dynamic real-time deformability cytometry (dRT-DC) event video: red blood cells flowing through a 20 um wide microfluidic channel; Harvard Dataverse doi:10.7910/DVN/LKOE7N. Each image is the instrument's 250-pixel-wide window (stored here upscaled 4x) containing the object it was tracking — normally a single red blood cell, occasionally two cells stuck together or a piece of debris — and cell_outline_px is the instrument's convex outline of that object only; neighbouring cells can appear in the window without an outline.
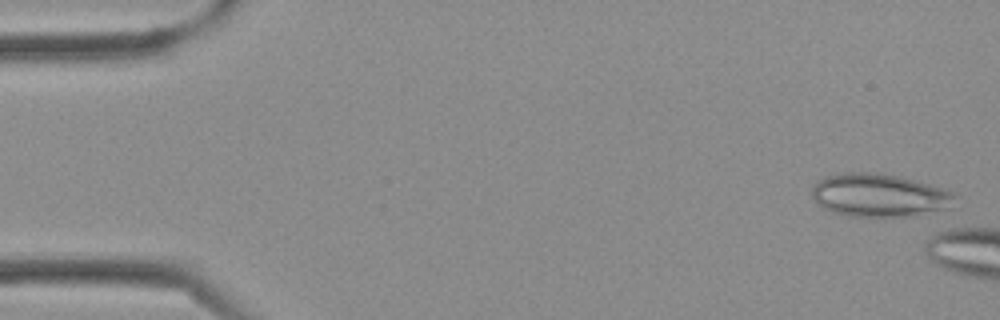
{"species": "Egyptian fruit bat (a non-hibernating species)", "species_latin": "Rousettus aegyptiacus", "temperature_condition": "cold", "stored_images_in_passage": 4, "camera_frame_rate_fps": 3000, "um_per_image_px": 0.085, "frame": {"image": 1, "passage_image": 1, "time_ms": 0.0, "image_size_px": [1000, 320], "cell_outline_px": [[960, 196], [948, 208], [912, 216], [848, 216], [832, 212], [820, 208], [812, 196], [812, 188], [816, 180], [824, 176], [844, 172], [880, 172], [900, 176], [944, 188]], "centroid_in_image_um": [74.71, 16.58], "position_along_channel_um": 10.3, "area_um2": 36.47}}